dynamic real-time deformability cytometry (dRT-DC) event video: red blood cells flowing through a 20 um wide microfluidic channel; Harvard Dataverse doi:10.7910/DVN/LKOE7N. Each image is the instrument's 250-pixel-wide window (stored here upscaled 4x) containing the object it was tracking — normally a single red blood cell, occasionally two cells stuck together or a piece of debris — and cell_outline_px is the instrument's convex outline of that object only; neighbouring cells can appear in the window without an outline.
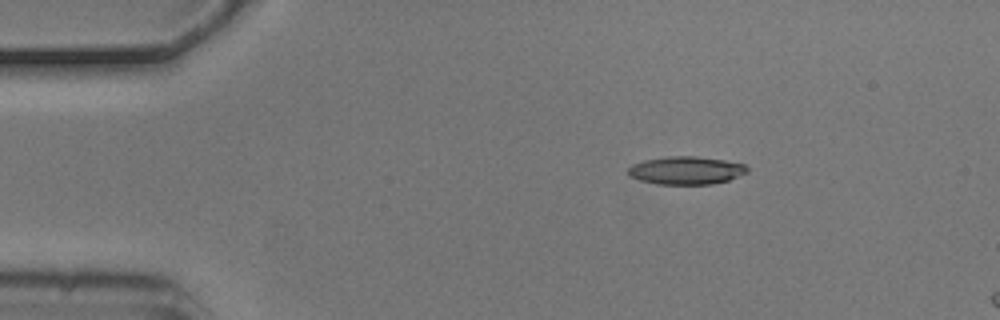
{"species": "common noctule bat (a hibernating species)", "species_latin": "Nyctalus noctula", "temperature_condition": "cold", "stored_images_in_passage": 4, "camera_frame_rate_fps": 3000, "um_per_image_px": 0.085, "animal": {"sex": "male", "body_mass_g": 20.5, "forearm_length_mm": 52.5}, "frame": {"image": 1, "passage_image": 2, "time_ms": 0.333, "image_size_px": [1000, 320], "cell_outline_px": [[748, 172], [728, 180], [712, 184], [656, 184], [640, 180], [628, 176], [628, 168], [632, 164], [644, 160], [668, 156], [696, 156], [724, 160], [744, 164], [748, 168]], "centroid_in_image_um": [58.3, 14.48], "position_along_channel_um": 26.7, "area_um2": 19.42}}
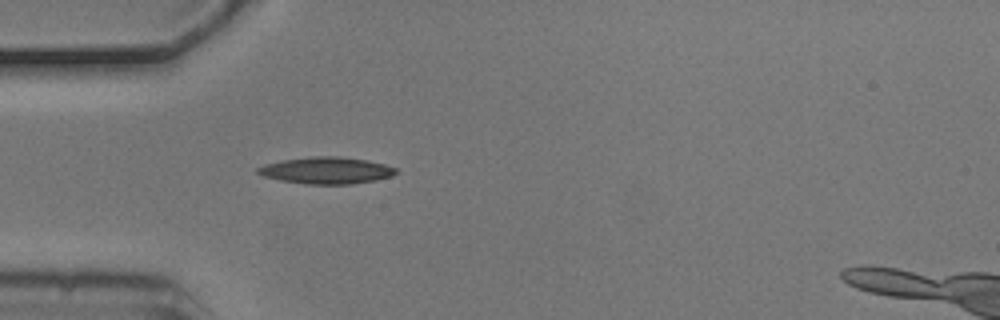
{"frame": {"image": 2, "passage_image": 4, "time_ms": 1.0, "image_size_px": [1000, 320], "cell_outline_px": [[400, 172], [392, 176], [376, 180], [352, 184], [304, 184], [280, 180], [264, 176], [256, 172], [256, 168], [264, 164], [284, 160], [312, 156], [340, 156], [368, 160], [384, 164], [396, 168]], "centroid_in_image_um": [27.77, 14.48], "position_along_channel_um": 57.2, "area_um2": 21.68}}